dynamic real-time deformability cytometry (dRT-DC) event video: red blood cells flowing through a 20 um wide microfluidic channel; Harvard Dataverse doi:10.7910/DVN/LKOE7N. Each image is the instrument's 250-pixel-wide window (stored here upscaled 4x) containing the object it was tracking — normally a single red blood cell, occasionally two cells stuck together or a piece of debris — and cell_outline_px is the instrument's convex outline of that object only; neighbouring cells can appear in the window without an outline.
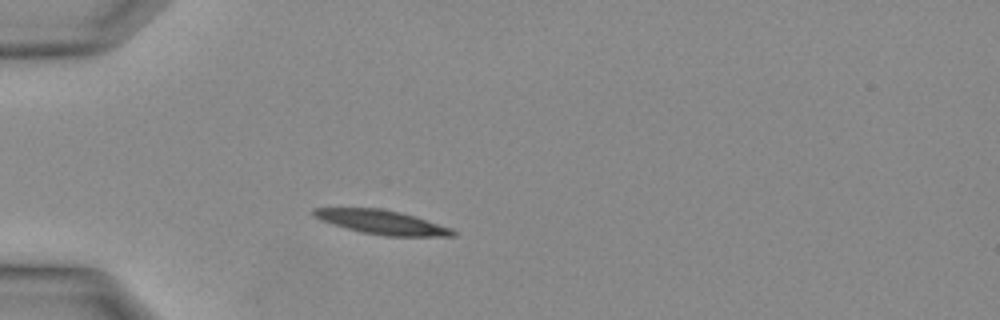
{"species": "Egyptian fruit bat (a non-hibernating species)", "species_latin": "Rousettus aegyptiacus", "temperature_condition": "warm", "stored_images_in_passage": 24, "camera_frame_rate_fps": 3000, "um_per_image_px": 0.085, "animal": {"sex": "female"}, "frame": {"image": 1, "passage_image": 1, "time_ms": 0.0, "image_size_px": [1000, 320], "cell_outline_px": [[456, 236], [384, 236], [364, 232], [348, 228], [312, 216], [312, 208], [380, 208], [416, 216], [452, 228], [456, 232]], "centroid_in_image_um": [32.52, 18.88], "position_along_channel_um": 52.5, "area_um2": 19.19}}
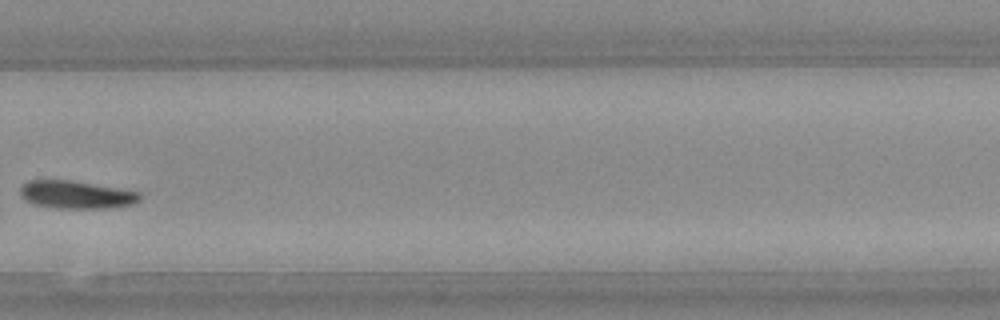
{"frame": {"image": 2, "passage_image": 15, "time_ms": 4.667, "image_size_px": [1000, 320], "cell_outline_px": [[140, 200], [132, 204], [116, 208], [56, 208], [32, 204], [24, 200], [20, 196], [20, 188], [28, 180], [72, 180], [140, 192]], "centroid_in_image_um": [6.46, 16.55], "position_along_channel_um": 323.3, "area_um2": 19.54}}
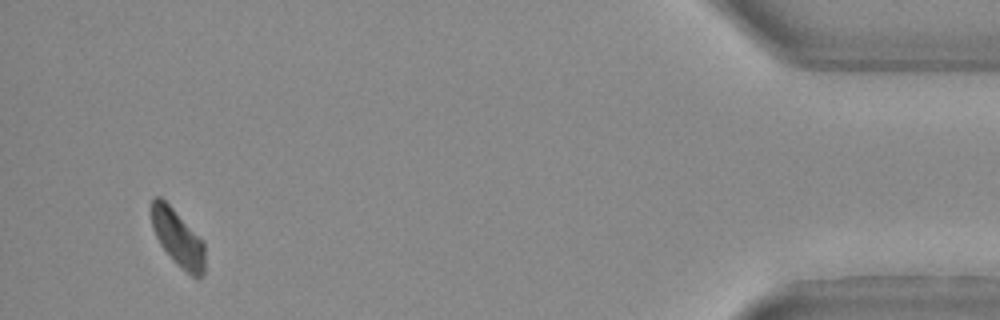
{"frame": {"image": 3, "passage_image": 23, "time_ms": 7.333, "image_size_px": [1000, 320], "cell_outline_px": [[204, 272], [200, 280], [192, 276], [176, 264], [172, 260], [160, 244], [152, 228], [152, 196], [160, 196], [204, 240]], "centroid_in_image_um": [15.13, 20.26], "position_along_channel_um": 420.1, "area_um2": 17.69}}